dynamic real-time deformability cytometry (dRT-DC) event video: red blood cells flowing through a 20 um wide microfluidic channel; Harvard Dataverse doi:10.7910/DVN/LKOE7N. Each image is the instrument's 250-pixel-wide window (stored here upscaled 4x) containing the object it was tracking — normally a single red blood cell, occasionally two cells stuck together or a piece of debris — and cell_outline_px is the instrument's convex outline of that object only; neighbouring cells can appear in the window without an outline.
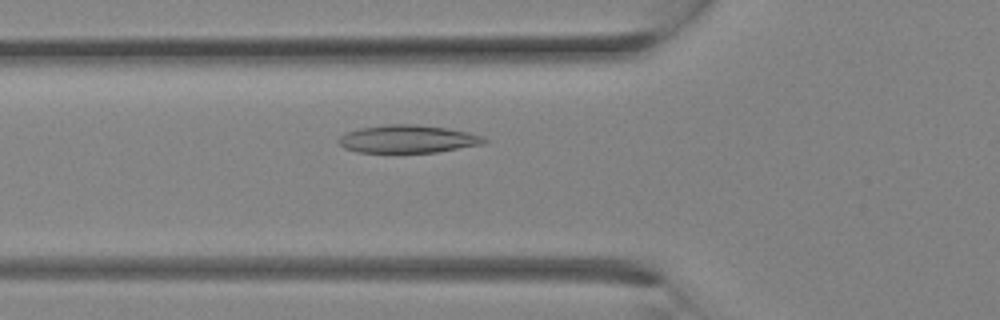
{"species": "Egyptian fruit bat (a non-hibernating species)", "species_latin": "Rousettus aegyptiacus", "temperature_condition": "room temperature", "stored_images_in_passage": 17, "camera_frame_rate_fps": 3000, "um_per_image_px": 0.085, "animal": {"sex": "female"}, "frame": {"image": 1, "passage_image": 6, "time_ms": 1.667, "image_size_px": [1000, 320], "cell_outline_px": [[488, 140], [484, 144], [436, 152], [356, 152], [344, 148], [340, 144], [340, 136], [348, 132], [360, 128], [388, 124], [416, 124], [448, 128], [468, 132], [484, 136]], "centroid_in_image_um": [34.71, 11.81], "position_along_channel_um": 91.1, "area_um2": 23.52}}
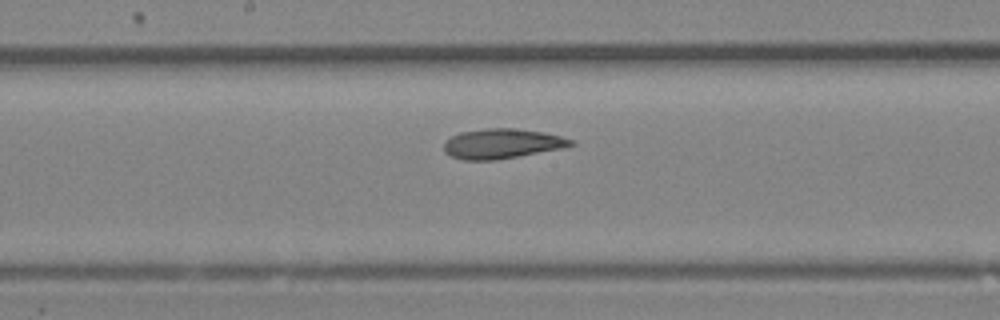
{"frame": {"image": 2, "passage_image": 11, "time_ms": 3.333, "image_size_px": [1000, 320], "cell_outline_px": [[576, 144], [564, 148], [496, 160], [464, 160], [452, 156], [444, 152], [444, 144], [452, 136], [460, 132], [488, 128], [516, 128], [544, 132], [560, 136], [572, 140]], "centroid_in_image_um": [42.69, 12.21], "position_along_channel_um": 205.5, "area_um2": 22.02}}
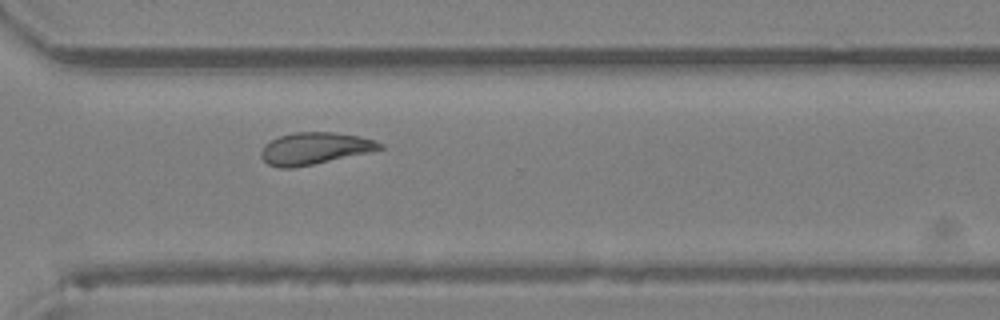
{"frame": {"image": 3, "passage_image": 17, "time_ms": 5.333, "image_size_px": [1000, 320], "cell_outline_px": [[384, 148], [368, 152], [312, 164], [292, 168], [276, 168], [268, 164], [260, 156], [260, 152], [264, 144], [280, 136], [292, 132], [332, 132], [360, 136], [384, 144]], "centroid_in_image_um": [26.7, 12.61], "position_along_channel_um": 343.9, "area_um2": 21.91}}